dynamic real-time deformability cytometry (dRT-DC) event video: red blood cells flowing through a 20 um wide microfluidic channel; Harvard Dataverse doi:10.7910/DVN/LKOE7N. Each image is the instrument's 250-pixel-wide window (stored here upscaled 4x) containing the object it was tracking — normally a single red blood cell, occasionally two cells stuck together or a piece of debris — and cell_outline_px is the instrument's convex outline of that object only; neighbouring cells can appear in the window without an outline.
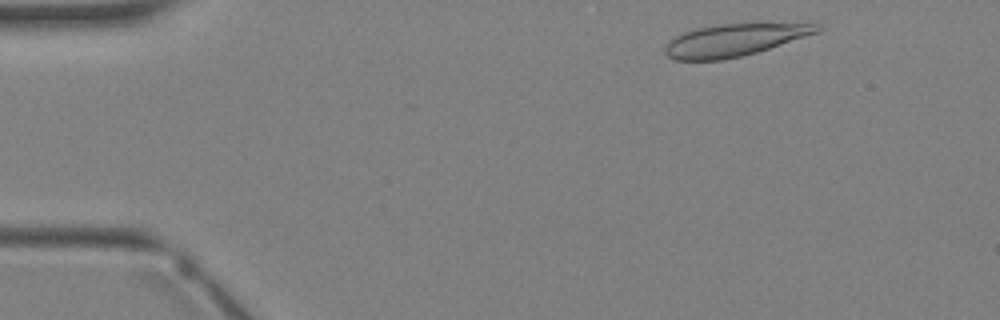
{"species": "Egyptian fruit bat (a non-hibernating species)", "species_latin": "Rousettus aegyptiacus", "temperature_condition": "warm", "stored_images_in_passage": 3, "camera_frame_rate_fps": 3000, "um_per_image_px": 0.085, "animal": {"sex": "female"}, "frame": {"image": 1, "passage_image": 1, "time_ms": 0.0, "image_size_px": [1000, 320], "cell_outline_px": [[824, 28], [820, 32], [756, 52], [740, 56], [720, 60], [672, 60], [664, 52], [664, 48], [668, 40], [684, 32], [696, 28], [716, 24], [756, 20], [816, 20]], "centroid_in_image_um": [62.65, 3.29], "position_along_channel_um": 22.3, "area_um2": 30.75}}